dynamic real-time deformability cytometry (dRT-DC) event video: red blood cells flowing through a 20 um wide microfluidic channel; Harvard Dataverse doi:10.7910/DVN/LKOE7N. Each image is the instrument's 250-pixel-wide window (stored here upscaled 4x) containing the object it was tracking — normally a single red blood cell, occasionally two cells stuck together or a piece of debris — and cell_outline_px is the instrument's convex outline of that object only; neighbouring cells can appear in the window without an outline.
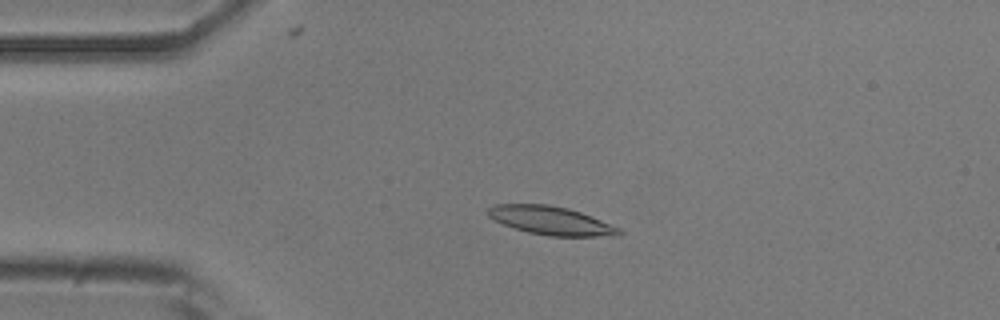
{"species": "common noctule bat (a hibernating species)", "species_latin": "Nyctalus noctula", "temperature_condition": "room temperature", "stored_images_in_passage": 45, "camera_frame_rate_fps": 3000, "um_per_image_px": 0.085, "animal": {"sex": "male", "body_mass_g": 20.5, "forearm_length_mm": 52.5}, "frame": {"image": 1, "passage_image": 4, "time_ms": 1.0, "image_size_px": [1000, 320], "cell_outline_px": [[624, 232], [620, 236], [548, 236], [528, 232], [504, 224], [488, 216], [488, 208], [496, 204], [548, 204], [568, 208], [580, 212], [620, 228]], "centroid_in_image_um": [46.87, 18.75], "position_along_channel_um": 38.1, "area_um2": 21.56}}
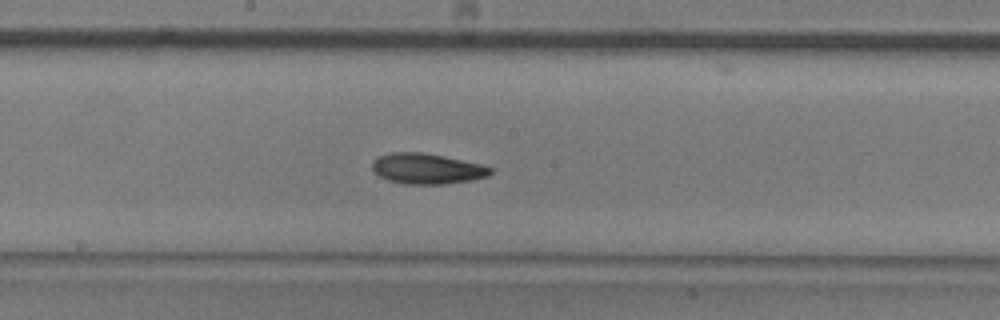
{"frame": {"image": 2, "passage_image": 20, "time_ms": 6.333, "image_size_px": [1000, 320], "cell_outline_px": [[496, 168], [488, 176], [472, 180], [444, 184], [404, 184], [388, 180], [380, 176], [372, 168], [372, 160], [376, 156], [392, 152], [424, 152], [484, 164]], "centroid_in_image_um": [36.33, 14.33], "position_along_channel_um": 211.9, "area_um2": 21.39}}
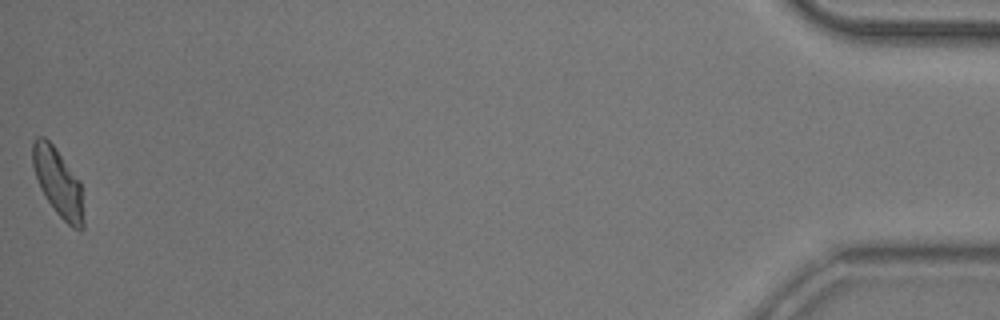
{"frame": {"image": 3, "passage_image": 45, "time_ms": 14.667, "image_size_px": [1000, 320], "cell_outline_px": [[84, 228], [80, 232], [72, 228], [56, 212], [40, 188], [32, 164], [32, 144], [36, 136], [44, 136], [56, 148], [80, 180], [84, 220]], "centroid_in_image_um": [4.95, 15.51], "position_along_channel_um": 430.2, "area_um2": 20.23}, "authors_computed_cell_mechanics": {"area_um2": 20.6924, "velocity_mm_per_s": 3.7919, "shape_relaxation_time_tau1_ms": 4.6091, "shape_relaxation_time_tau2_ms": 3.7365, "deformation_change_tau1": 0.1509, "deformation_change_tau2": 0.1054}}